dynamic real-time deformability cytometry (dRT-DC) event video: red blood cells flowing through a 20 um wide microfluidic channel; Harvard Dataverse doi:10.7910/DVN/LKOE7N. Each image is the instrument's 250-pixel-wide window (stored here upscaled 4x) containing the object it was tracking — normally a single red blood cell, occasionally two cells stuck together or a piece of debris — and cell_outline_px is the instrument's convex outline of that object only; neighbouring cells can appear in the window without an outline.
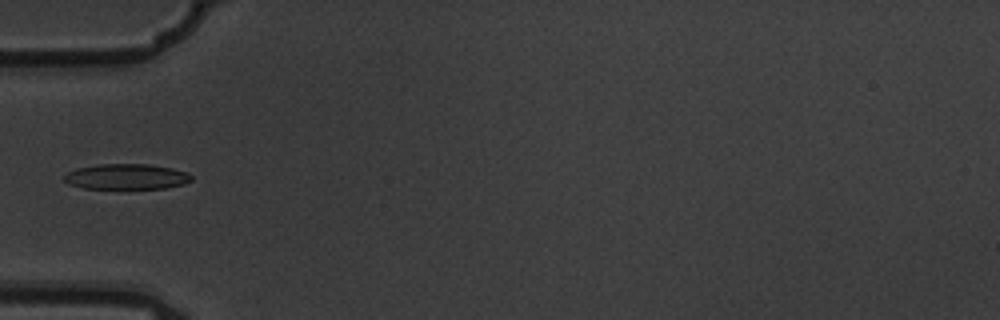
{"species": "common noctule bat (a hibernating species)", "species_latin": "Nyctalus noctula", "temperature_condition": "warm", "stored_images_in_passage": 2, "camera_frame_rate_fps": 3000, "um_per_image_px": 0.085, "animal": {"sex": "male", "body_mass_g": 19.5, "forearm_length_mm": 54.6}, "frame": {"image": 1, "passage_image": 2, "time_ms": 0.333, "image_size_px": [1000, 320], "cell_outline_px": [[192, 180], [184, 184], [168, 188], [84, 188], [68, 184], [64, 180], [64, 176], [68, 172], [76, 168], [100, 164], [148, 164], [172, 168], [188, 172], [192, 176]], "centroid_in_image_um": [10.77, 15.01], "position_along_channel_um": 74.2, "area_um2": 18.9}}